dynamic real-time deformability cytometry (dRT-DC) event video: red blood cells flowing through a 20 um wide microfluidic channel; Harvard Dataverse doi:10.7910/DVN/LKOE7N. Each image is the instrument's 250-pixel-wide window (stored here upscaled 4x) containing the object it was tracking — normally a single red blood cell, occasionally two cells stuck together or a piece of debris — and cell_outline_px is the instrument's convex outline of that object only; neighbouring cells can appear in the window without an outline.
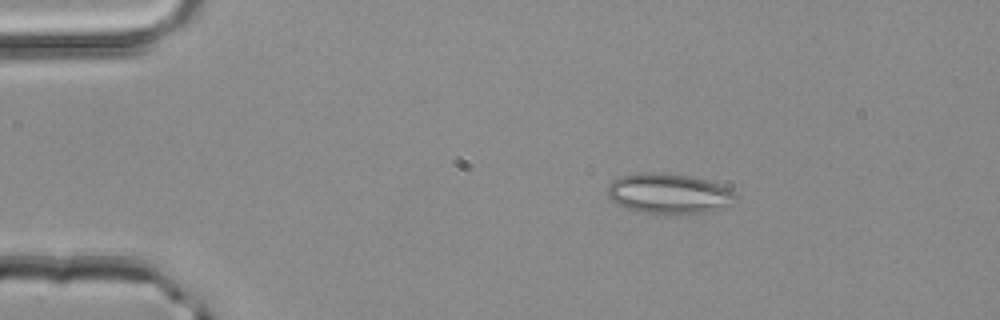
{"species": "common noctule bat (a hibernating species)", "species_latin": "Nyctalus noctula", "temperature_condition": "room temperature", "stored_images_in_passage": 2, "camera_frame_rate_fps": 3000, "um_per_image_px": 0.085, "animal": {"sex": "male", "body_mass_g": 20.4}, "frame": {"image": 1, "passage_image": 1, "time_ms": 0.0, "image_size_px": [1000, 320], "cell_outline_px": [[740, 200], [708, 212], [664, 216], [644, 212], [628, 208], [616, 204], [608, 196], [608, 184], [612, 180], [620, 176], [640, 172], [664, 172], [692, 176], [708, 180], [720, 184], [736, 192], [740, 196]], "centroid_in_image_um": [56.89, 16.46], "position_along_channel_um": 28.1, "area_um2": 30.87}}